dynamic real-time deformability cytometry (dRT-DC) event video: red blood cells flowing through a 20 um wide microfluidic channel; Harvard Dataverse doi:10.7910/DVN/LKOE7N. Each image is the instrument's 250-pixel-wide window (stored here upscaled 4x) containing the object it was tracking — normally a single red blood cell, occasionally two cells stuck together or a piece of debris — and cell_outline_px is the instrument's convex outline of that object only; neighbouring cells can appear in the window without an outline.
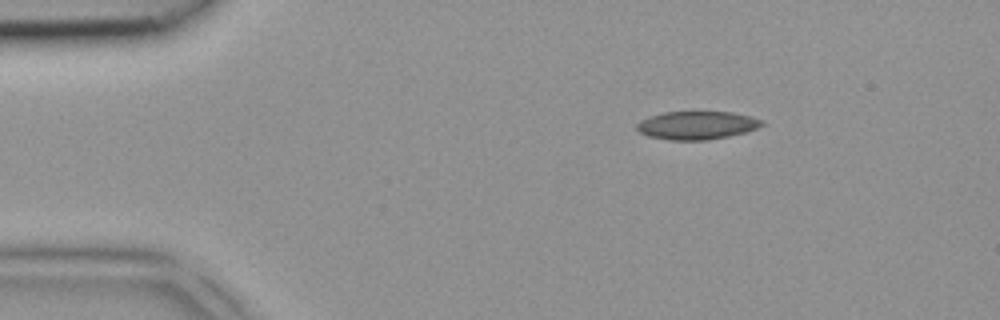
{"species": "common noctule bat (a hibernating species)", "species_latin": "Nyctalus noctula", "temperature_condition": "room temperature", "stored_images_in_passage": 5, "segment_of_instrument_passage": [2, 2], "camera_frame_rate_fps": 3000, "um_per_image_px": 0.085, "animal": {"sex": "female", "body_mass_g": 18.4}, "frame": {"image": 1, "passage_image": 5, "time_ms": 1.333, "image_size_px": [1000, 320], "cell_outline_px": [[764, 124], [756, 128], [744, 132], [728, 136], [708, 140], [668, 140], [648, 136], [640, 132], [636, 128], [636, 124], [640, 120], [664, 112], [732, 112], [764, 120]], "centroid_in_image_um": [59.21, 10.65], "position_along_channel_um": 25.8, "area_um2": 20.4}}